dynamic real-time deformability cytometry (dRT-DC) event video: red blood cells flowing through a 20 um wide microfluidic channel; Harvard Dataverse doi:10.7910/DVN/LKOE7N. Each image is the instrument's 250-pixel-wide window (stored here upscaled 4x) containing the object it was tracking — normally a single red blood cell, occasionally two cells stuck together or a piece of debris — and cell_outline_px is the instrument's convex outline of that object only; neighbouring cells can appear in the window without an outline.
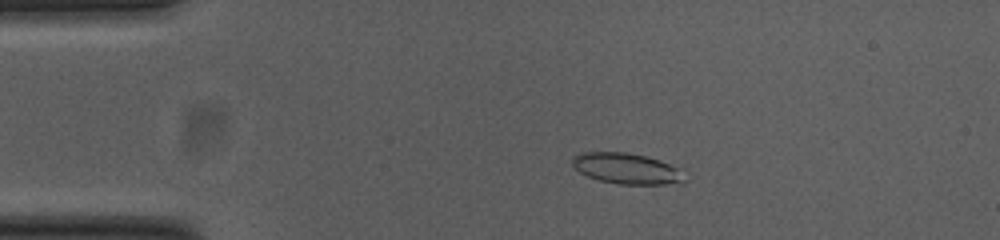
{"species": "common noctule bat (a hibernating species)", "species_latin": "Nyctalus noctula", "temperature_condition": "cold", "stored_images_in_passage": 53, "camera_frame_rate_fps": 3000, "um_per_image_px": 0.085, "animal": {"sex": "female", "body_mass_g": 23.0, "forearm_length_mm": 53.4}, "frame": {"image": 1, "passage_image": 10, "time_ms": 3.0, "image_size_px": [1000, 240], "cell_outline_px": [[684, 184], [620, 184], [600, 180], [588, 176], [580, 172], [572, 164], [572, 156], [584, 152], [624, 152], [644, 156], [660, 160], [684, 168]], "centroid_in_image_um": [53.35, 14.33], "position_along_channel_um": 31.6, "area_um2": 20.35}}
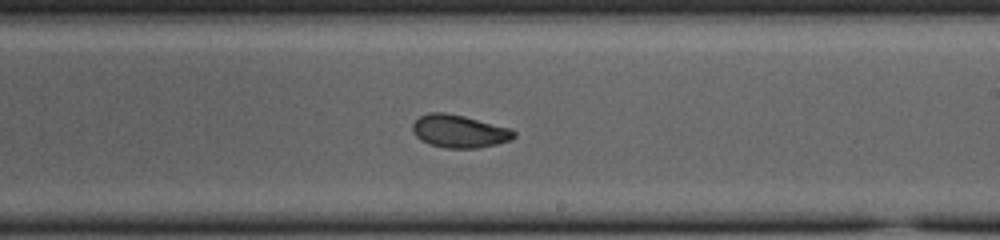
{"frame": {"image": 2, "passage_image": 31, "time_ms": 10.0, "image_size_px": [1000, 240], "cell_outline_px": [[516, 136], [512, 140], [480, 148], [448, 148], [432, 144], [420, 140], [416, 136], [412, 128], [412, 124], [420, 116], [428, 112], [444, 112], [464, 116], [512, 128], [516, 132]], "centroid_in_image_um": [39.08, 11.15], "position_along_channel_um": 249.9, "area_um2": 19.48}}
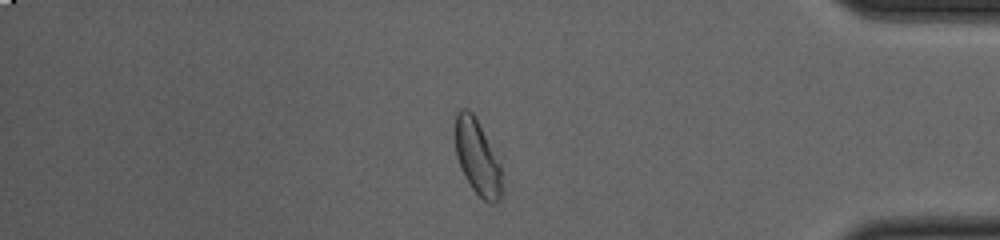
{"frame": {"image": 3, "passage_image": 45, "time_ms": 14.667, "image_size_px": [1000, 240], "cell_outline_px": [[500, 196], [496, 204], [488, 204], [472, 188], [456, 156], [456, 112], [460, 108], [468, 108], [472, 112], [500, 164]], "centroid_in_image_um": [40.56, 13.37], "position_along_channel_um": 394.6, "area_um2": 19.59}, "authors_computed_cell_mechanics": {"area_um2": 19.941, "velocity_mm_per_s": 3.7855, "shape_relaxation_time_tau1_ms": 7.4402, "shape_relaxation_time_tau2_ms": 2.666, "deformation_change_tau1": 0.1704, "deformation_change_tau2": 0.0717}}